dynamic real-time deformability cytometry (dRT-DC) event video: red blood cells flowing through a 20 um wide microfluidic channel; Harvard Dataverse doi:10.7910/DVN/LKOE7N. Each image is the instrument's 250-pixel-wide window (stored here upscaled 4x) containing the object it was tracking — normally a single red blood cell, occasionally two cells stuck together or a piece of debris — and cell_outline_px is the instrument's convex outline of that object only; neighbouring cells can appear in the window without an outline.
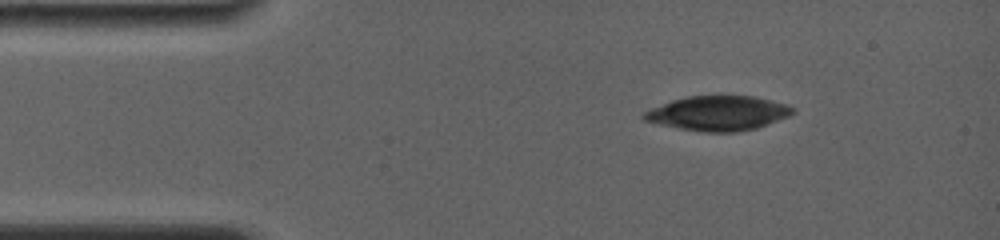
{"species": "common noctule bat (a hibernating species)", "species_latin": "Nyctalus noctula", "temperature_condition": "room temperature", "stored_images_in_passage": 6, "camera_frame_rate_fps": 4000, "um_per_image_px": 0.085, "animal": {"sex": "female", "body_mass_g": 19.0, "forearm_length_mm": 56.7}, "frame": {"image": 1, "passage_image": 1, "time_ms": 0.0, "image_size_px": [1000, 240], "cell_outline_px": [[796, 112], [788, 116], [756, 128], [736, 132], [704, 132], [680, 128], [660, 124], [644, 120], [640, 116], [644, 112], [652, 108], [672, 100], [688, 96], [720, 92], [752, 96], [772, 100], [788, 104], [796, 108]], "centroid_in_image_um": [61.07, 9.57], "position_along_channel_um": 23.9, "area_um2": 30.81}}
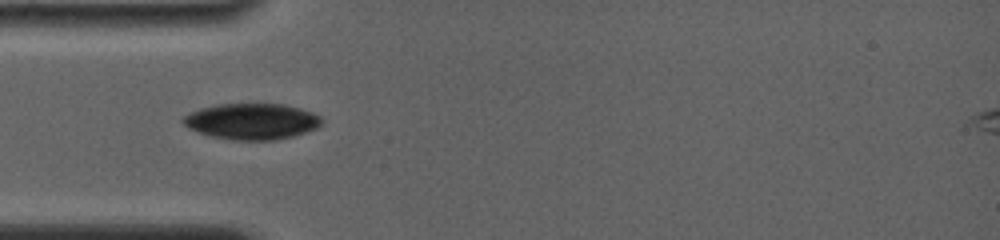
{"frame": {"image": 2, "passage_image": 5, "time_ms": 2.75, "image_size_px": [1000, 240], "cell_outline_px": [[324, 120], [316, 128], [292, 136], [272, 140], [232, 140], [212, 136], [188, 128], [180, 120], [184, 116], [200, 108], [216, 104], [284, 104], [300, 108], [312, 112], [320, 116]], "centroid_in_image_um": [21.4, 10.31], "position_along_channel_um": 63.6, "area_um2": 28.96}}